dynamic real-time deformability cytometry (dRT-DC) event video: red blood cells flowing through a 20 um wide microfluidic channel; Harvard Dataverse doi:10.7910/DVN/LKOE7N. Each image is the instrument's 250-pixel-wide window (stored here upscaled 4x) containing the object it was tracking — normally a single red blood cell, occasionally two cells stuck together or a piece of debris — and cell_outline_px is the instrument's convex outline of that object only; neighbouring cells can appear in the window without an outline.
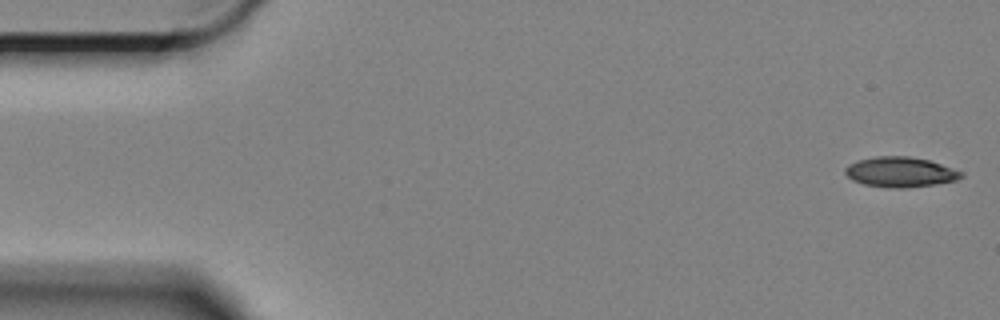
{"species": "Egyptian fruit bat (a non-hibernating species)", "species_latin": "Rousettus aegyptiacus", "temperature_condition": "cold", "stored_images_in_passage": 15, "camera_frame_rate_fps": 3000, "um_per_image_px": 0.085, "animal": {"sex": "female"}, "frame": {"image": 1, "passage_image": 1, "time_ms": 0.0, "image_size_px": [1000, 320], "cell_outline_px": [[964, 176], [956, 180], [936, 184], [908, 188], [888, 188], [864, 184], [852, 180], [844, 172], [844, 168], [848, 164], [856, 160], [876, 156], [908, 156], [928, 160], [964, 172]], "centroid_in_image_um": [76.5, 14.62], "position_along_channel_um": 8.5, "area_um2": 20.52}}
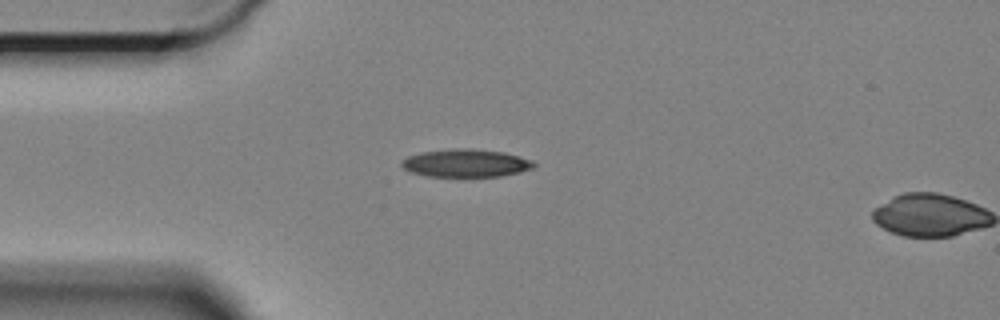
{"frame": {"image": 2, "passage_image": 14, "time_ms": 4.333, "image_size_px": [1000, 320], "cell_outline_px": [[536, 168], [520, 172], [500, 176], [428, 176], [408, 172], [400, 164], [400, 160], [408, 156], [420, 152], [452, 148], [472, 148], [504, 152], [520, 156], [532, 160], [536, 164]], "centroid_in_image_um": [39.6, 13.85], "position_along_channel_um": 45.4, "area_um2": 21.79}}